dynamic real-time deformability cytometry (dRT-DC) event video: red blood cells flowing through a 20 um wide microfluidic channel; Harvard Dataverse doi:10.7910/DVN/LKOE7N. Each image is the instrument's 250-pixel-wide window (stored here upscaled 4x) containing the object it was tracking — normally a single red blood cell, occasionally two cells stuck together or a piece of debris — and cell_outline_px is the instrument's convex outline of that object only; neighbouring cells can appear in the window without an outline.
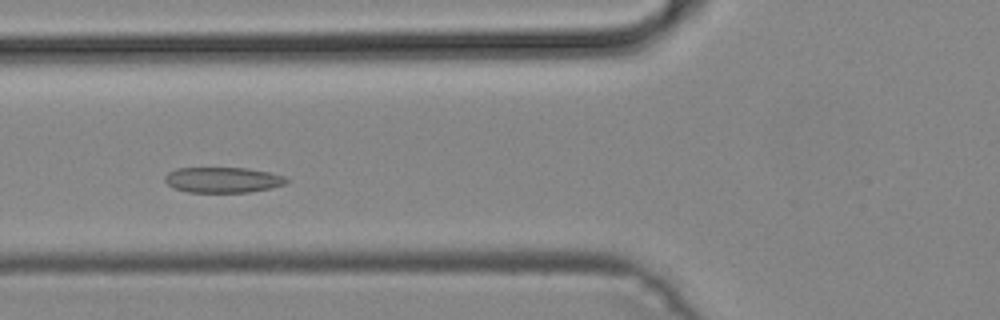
{"species": "common noctule bat (a hibernating species)", "species_latin": "Nyctalus noctula", "temperature_condition": "cold", "stored_images_in_passage": 46, "camera_frame_rate_fps": 3000, "um_per_image_px": 0.085, "animal": {"sex": "male", "body_mass_g": 19.2, "forearm_length_mm": 51.8}, "frame": {"image": 1, "passage_image": 15, "time_ms": 4.667, "image_size_px": [1000, 320], "cell_outline_px": [[288, 180], [284, 184], [272, 188], [248, 192], [188, 192], [172, 188], [164, 180], [164, 176], [168, 172], [176, 168], [248, 168], [268, 172], [284, 176]], "centroid_in_image_um": [18.9, 15.29], "position_along_channel_um": 106.9, "area_um2": 18.09}}
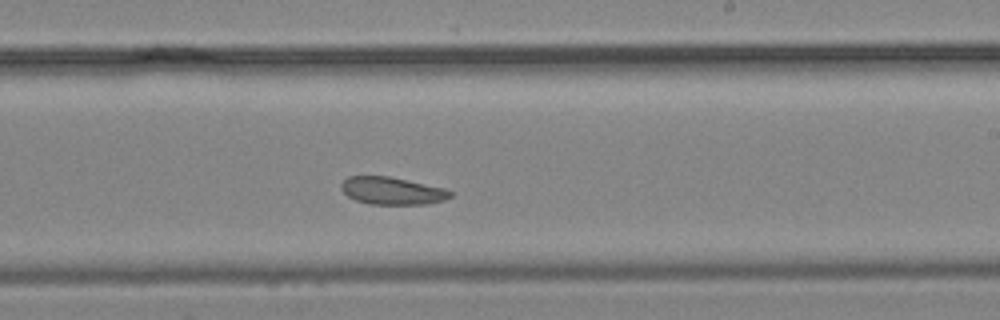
{"frame": {"image": 2, "passage_image": 26, "time_ms": 8.333, "image_size_px": [1000, 320], "cell_outline_px": [[452, 196], [444, 200], [428, 204], [368, 204], [356, 200], [348, 196], [340, 188], [340, 184], [348, 176], [388, 176], [408, 180], [444, 188], [452, 192]], "centroid_in_image_um": [33.32, 16.22], "position_along_channel_um": 255.7, "area_um2": 17.46}}
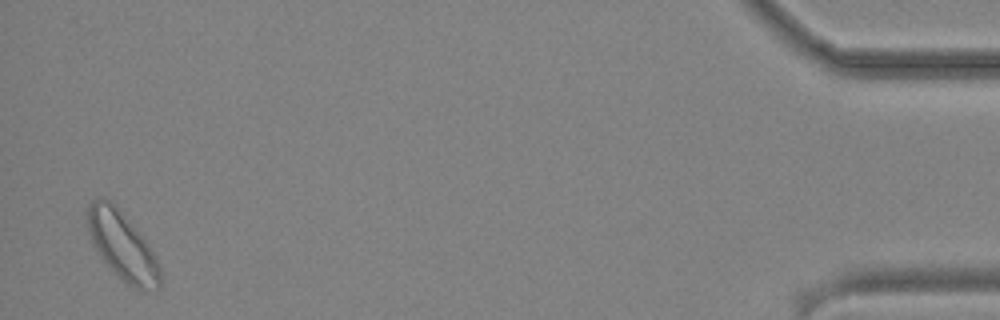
{"frame": {"image": 3, "passage_image": 45, "time_ms": 14.667, "image_size_px": [1000, 320], "cell_outline_px": [[160, 288], [148, 292], [136, 288], [128, 284], [100, 256], [88, 232], [88, 204], [92, 200], [100, 196], [104, 196], [140, 232], [156, 256], [160, 264]], "centroid_in_image_um": [10.43, 20.9], "position_along_channel_um": 424.8, "area_um2": 28.26}}